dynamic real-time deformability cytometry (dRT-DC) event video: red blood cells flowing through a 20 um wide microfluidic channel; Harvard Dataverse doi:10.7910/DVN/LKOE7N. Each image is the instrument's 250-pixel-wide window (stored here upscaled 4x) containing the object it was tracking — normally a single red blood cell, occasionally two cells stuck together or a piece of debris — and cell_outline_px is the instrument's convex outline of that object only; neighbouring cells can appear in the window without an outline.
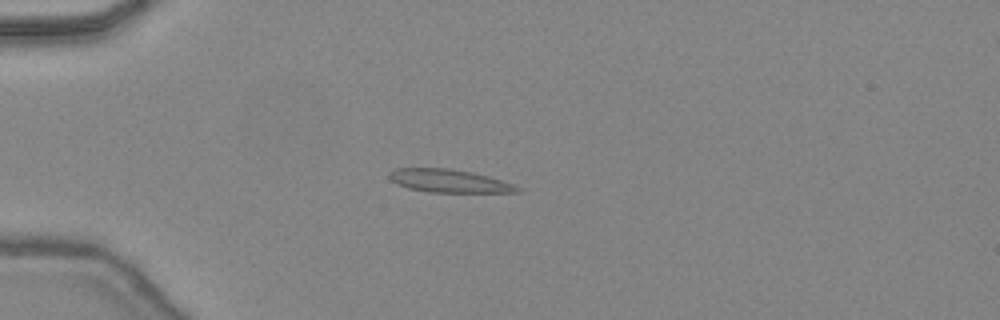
{"species": "common noctule bat (a hibernating species)", "species_latin": "Nyctalus noctula", "temperature_condition": "warm", "stored_images_in_passage": 35, "camera_frame_rate_fps": 3000, "um_per_image_px": 0.085, "animal": {"sex": "female", "body_mass_g": 24.6, "forearm_length_mm": 56.2}, "frame": {"image": 1, "passage_image": 2, "time_ms": 0.333, "image_size_px": [1000, 320], "cell_outline_px": [[520, 192], [428, 192], [408, 188], [396, 184], [388, 176], [388, 172], [396, 168], [452, 168], [472, 172], [488, 176], [512, 184], [520, 188]], "centroid_in_image_um": [38.12, 15.37], "position_along_channel_um": 46.9, "area_um2": 17.17}}
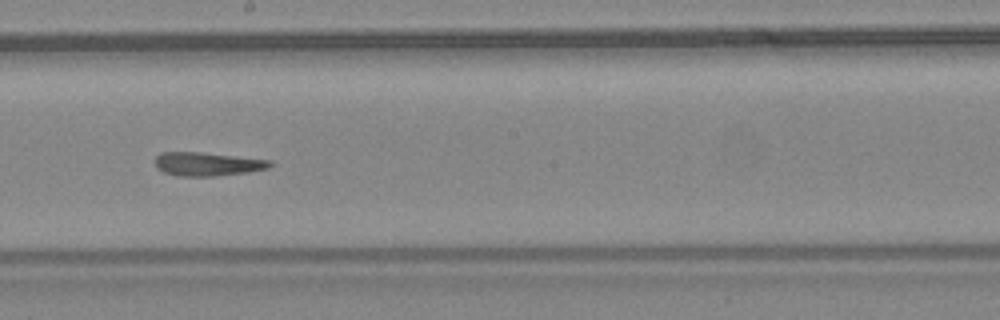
{"frame": {"image": 2, "passage_image": 16, "time_ms": 5.0, "image_size_px": [1000, 320], "cell_outline_px": [[272, 164], [268, 168], [248, 172], [216, 176], [176, 176], [164, 172], [156, 168], [156, 156], [160, 152], [200, 152], [272, 160]], "centroid_in_image_um": [17.62, 13.94], "position_along_channel_um": 230.6, "area_um2": 15.84}}
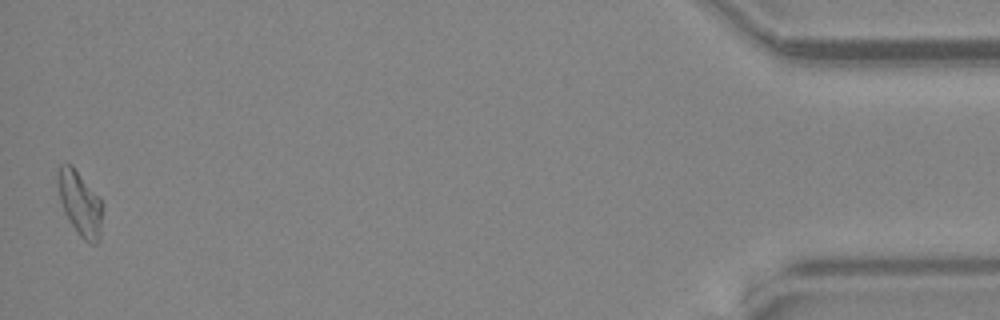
{"frame": {"image": 3, "passage_image": 35, "time_ms": 11.333, "image_size_px": [1000, 320], "cell_outline_px": [[104, 204], [100, 240], [96, 244], [92, 244], [84, 240], [76, 232], [64, 212], [60, 200], [56, 180], [56, 176], [60, 164], [72, 164]], "centroid_in_image_um": [6.81, 17.3], "position_along_channel_um": 428.4, "area_um2": 17.11}, "authors_computed_cell_mechanics": {"area_um2": 16.3574, "velocity_mm_per_s": 4.4976, "shape_relaxation_time_tau1_ms": null, "shape_relaxation_time_tau2_ms": 6.7789, "deformation_change_tau1": null, "deformation_change_tau2": 0.1679}}